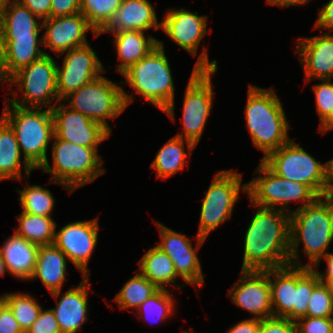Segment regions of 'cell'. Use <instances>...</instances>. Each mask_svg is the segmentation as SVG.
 <instances>
[{
    "instance_id": "cell-39",
    "label": "cell",
    "mask_w": 333,
    "mask_h": 333,
    "mask_svg": "<svg viewBox=\"0 0 333 333\" xmlns=\"http://www.w3.org/2000/svg\"><path fill=\"white\" fill-rule=\"evenodd\" d=\"M307 317H333V301L327 287L320 282L308 300Z\"/></svg>"
},
{
    "instance_id": "cell-57",
    "label": "cell",
    "mask_w": 333,
    "mask_h": 333,
    "mask_svg": "<svg viewBox=\"0 0 333 333\" xmlns=\"http://www.w3.org/2000/svg\"><path fill=\"white\" fill-rule=\"evenodd\" d=\"M4 117L1 115V118H0V125L4 122Z\"/></svg>"
},
{
    "instance_id": "cell-53",
    "label": "cell",
    "mask_w": 333,
    "mask_h": 333,
    "mask_svg": "<svg viewBox=\"0 0 333 333\" xmlns=\"http://www.w3.org/2000/svg\"><path fill=\"white\" fill-rule=\"evenodd\" d=\"M319 280L327 287L333 301V278H319Z\"/></svg>"
},
{
    "instance_id": "cell-22",
    "label": "cell",
    "mask_w": 333,
    "mask_h": 333,
    "mask_svg": "<svg viewBox=\"0 0 333 333\" xmlns=\"http://www.w3.org/2000/svg\"><path fill=\"white\" fill-rule=\"evenodd\" d=\"M41 46L42 37H0V83L44 54L50 55Z\"/></svg>"
},
{
    "instance_id": "cell-8",
    "label": "cell",
    "mask_w": 333,
    "mask_h": 333,
    "mask_svg": "<svg viewBox=\"0 0 333 333\" xmlns=\"http://www.w3.org/2000/svg\"><path fill=\"white\" fill-rule=\"evenodd\" d=\"M133 96L101 74L66 96L62 102L67 103L66 106L72 110L100 123L111 133L112 127L107 120L120 116L134 101Z\"/></svg>"
},
{
    "instance_id": "cell-37",
    "label": "cell",
    "mask_w": 333,
    "mask_h": 333,
    "mask_svg": "<svg viewBox=\"0 0 333 333\" xmlns=\"http://www.w3.org/2000/svg\"><path fill=\"white\" fill-rule=\"evenodd\" d=\"M320 282L313 268L296 266V298L292 307V321L296 322L299 318L306 317L308 300Z\"/></svg>"
},
{
    "instance_id": "cell-2",
    "label": "cell",
    "mask_w": 333,
    "mask_h": 333,
    "mask_svg": "<svg viewBox=\"0 0 333 333\" xmlns=\"http://www.w3.org/2000/svg\"><path fill=\"white\" fill-rule=\"evenodd\" d=\"M332 241L333 198L320 196L311 204L290 213L289 265L319 269ZM300 243L309 259L305 265L300 260Z\"/></svg>"
},
{
    "instance_id": "cell-42",
    "label": "cell",
    "mask_w": 333,
    "mask_h": 333,
    "mask_svg": "<svg viewBox=\"0 0 333 333\" xmlns=\"http://www.w3.org/2000/svg\"><path fill=\"white\" fill-rule=\"evenodd\" d=\"M24 333H61V330L53 311L42 308L37 320Z\"/></svg>"
},
{
    "instance_id": "cell-44",
    "label": "cell",
    "mask_w": 333,
    "mask_h": 333,
    "mask_svg": "<svg viewBox=\"0 0 333 333\" xmlns=\"http://www.w3.org/2000/svg\"><path fill=\"white\" fill-rule=\"evenodd\" d=\"M81 0H51L50 17L73 15L80 12Z\"/></svg>"
},
{
    "instance_id": "cell-13",
    "label": "cell",
    "mask_w": 333,
    "mask_h": 333,
    "mask_svg": "<svg viewBox=\"0 0 333 333\" xmlns=\"http://www.w3.org/2000/svg\"><path fill=\"white\" fill-rule=\"evenodd\" d=\"M155 224L159 230L161 241L157 243L172 260L177 275L187 284L202 287L205 283L200 259L197 252L203 246L205 238L197 237L196 246L187 235L168 228L158 220Z\"/></svg>"
},
{
    "instance_id": "cell-7",
    "label": "cell",
    "mask_w": 333,
    "mask_h": 333,
    "mask_svg": "<svg viewBox=\"0 0 333 333\" xmlns=\"http://www.w3.org/2000/svg\"><path fill=\"white\" fill-rule=\"evenodd\" d=\"M208 49L203 47L199 55L184 94L182 125L183 132L175 136L198 145L214 101L212 76L217 72V61H209Z\"/></svg>"
},
{
    "instance_id": "cell-33",
    "label": "cell",
    "mask_w": 333,
    "mask_h": 333,
    "mask_svg": "<svg viewBox=\"0 0 333 333\" xmlns=\"http://www.w3.org/2000/svg\"><path fill=\"white\" fill-rule=\"evenodd\" d=\"M157 290L158 288L144 275L136 272L135 276L126 281L113 300L118 303L121 310L129 308L135 310Z\"/></svg>"
},
{
    "instance_id": "cell-1",
    "label": "cell",
    "mask_w": 333,
    "mask_h": 333,
    "mask_svg": "<svg viewBox=\"0 0 333 333\" xmlns=\"http://www.w3.org/2000/svg\"><path fill=\"white\" fill-rule=\"evenodd\" d=\"M249 203L258 209L244 235L241 270L265 271L289 265L290 214Z\"/></svg>"
},
{
    "instance_id": "cell-31",
    "label": "cell",
    "mask_w": 333,
    "mask_h": 333,
    "mask_svg": "<svg viewBox=\"0 0 333 333\" xmlns=\"http://www.w3.org/2000/svg\"><path fill=\"white\" fill-rule=\"evenodd\" d=\"M187 146H186V145ZM188 153H186V147ZM195 146L188 140L173 136L161 147L150 167L156 171L157 178L166 180L184 170L186 159L191 155Z\"/></svg>"
},
{
    "instance_id": "cell-51",
    "label": "cell",
    "mask_w": 333,
    "mask_h": 333,
    "mask_svg": "<svg viewBox=\"0 0 333 333\" xmlns=\"http://www.w3.org/2000/svg\"><path fill=\"white\" fill-rule=\"evenodd\" d=\"M327 164L326 196L333 198V159L327 161Z\"/></svg>"
},
{
    "instance_id": "cell-34",
    "label": "cell",
    "mask_w": 333,
    "mask_h": 333,
    "mask_svg": "<svg viewBox=\"0 0 333 333\" xmlns=\"http://www.w3.org/2000/svg\"><path fill=\"white\" fill-rule=\"evenodd\" d=\"M22 212L32 215L51 217L55 198L50 190L41 185H25L18 190Z\"/></svg>"
},
{
    "instance_id": "cell-9",
    "label": "cell",
    "mask_w": 333,
    "mask_h": 333,
    "mask_svg": "<svg viewBox=\"0 0 333 333\" xmlns=\"http://www.w3.org/2000/svg\"><path fill=\"white\" fill-rule=\"evenodd\" d=\"M57 64L52 56L44 54L30 65L24 66L12 74L4 83L17 87L22 97L18 100L16 91L11 92L10 104L23 108H43L48 105L52 109L60 102L57 93ZM55 102V105H51Z\"/></svg>"
},
{
    "instance_id": "cell-40",
    "label": "cell",
    "mask_w": 333,
    "mask_h": 333,
    "mask_svg": "<svg viewBox=\"0 0 333 333\" xmlns=\"http://www.w3.org/2000/svg\"><path fill=\"white\" fill-rule=\"evenodd\" d=\"M321 83L314 84L312 89L315 96L316 110L321 123L333 108V82L331 79L320 80Z\"/></svg>"
},
{
    "instance_id": "cell-5",
    "label": "cell",
    "mask_w": 333,
    "mask_h": 333,
    "mask_svg": "<svg viewBox=\"0 0 333 333\" xmlns=\"http://www.w3.org/2000/svg\"><path fill=\"white\" fill-rule=\"evenodd\" d=\"M98 147H84L58 139L52 141V167L47 160L39 169L52 175L50 182L72 193L105 173Z\"/></svg>"
},
{
    "instance_id": "cell-17",
    "label": "cell",
    "mask_w": 333,
    "mask_h": 333,
    "mask_svg": "<svg viewBox=\"0 0 333 333\" xmlns=\"http://www.w3.org/2000/svg\"><path fill=\"white\" fill-rule=\"evenodd\" d=\"M228 295L236 306L253 314L254 319L273 317L267 270H241L238 281L232 285Z\"/></svg>"
},
{
    "instance_id": "cell-19",
    "label": "cell",
    "mask_w": 333,
    "mask_h": 333,
    "mask_svg": "<svg viewBox=\"0 0 333 333\" xmlns=\"http://www.w3.org/2000/svg\"><path fill=\"white\" fill-rule=\"evenodd\" d=\"M161 21V29L182 49L196 57L202 39L207 35L208 16H199L184 8L169 9Z\"/></svg>"
},
{
    "instance_id": "cell-48",
    "label": "cell",
    "mask_w": 333,
    "mask_h": 333,
    "mask_svg": "<svg viewBox=\"0 0 333 333\" xmlns=\"http://www.w3.org/2000/svg\"><path fill=\"white\" fill-rule=\"evenodd\" d=\"M261 320L245 319L229 328L226 333H257L260 327Z\"/></svg>"
},
{
    "instance_id": "cell-27",
    "label": "cell",
    "mask_w": 333,
    "mask_h": 333,
    "mask_svg": "<svg viewBox=\"0 0 333 333\" xmlns=\"http://www.w3.org/2000/svg\"><path fill=\"white\" fill-rule=\"evenodd\" d=\"M146 31L127 30L113 35L114 48L118 55L116 72L122 74L130 66L147 56L158 46L159 39L152 35L145 36Z\"/></svg>"
},
{
    "instance_id": "cell-15",
    "label": "cell",
    "mask_w": 333,
    "mask_h": 333,
    "mask_svg": "<svg viewBox=\"0 0 333 333\" xmlns=\"http://www.w3.org/2000/svg\"><path fill=\"white\" fill-rule=\"evenodd\" d=\"M99 218L74 221L61 227L54 234L53 244L61 249L83 276H90L87 267L98 243Z\"/></svg>"
},
{
    "instance_id": "cell-6",
    "label": "cell",
    "mask_w": 333,
    "mask_h": 333,
    "mask_svg": "<svg viewBox=\"0 0 333 333\" xmlns=\"http://www.w3.org/2000/svg\"><path fill=\"white\" fill-rule=\"evenodd\" d=\"M5 99L2 116L14 130L23 163H30L39 169L47 160L49 141L54 137L52 110L44 108H23Z\"/></svg>"
},
{
    "instance_id": "cell-25",
    "label": "cell",
    "mask_w": 333,
    "mask_h": 333,
    "mask_svg": "<svg viewBox=\"0 0 333 333\" xmlns=\"http://www.w3.org/2000/svg\"><path fill=\"white\" fill-rule=\"evenodd\" d=\"M271 288L273 317L292 320L296 298V266L286 265L267 270Z\"/></svg>"
},
{
    "instance_id": "cell-14",
    "label": "cell",
    "mask_w": 333,
    "mask_h": 333,
    "mask_svg": "<svg viewBox=\"0 0 333 333\" xmlns=\"http://www.w3.org/2000/svg\"><path fill=\"white\" fill-rule=\"evenodd\" d=\"M63 55L64 60L61 67L57 64L56 74L60 101L105 72L103 64L89 43L66 51L58 57Z\"/></svg>"
},
{
    "instance_id": "cell-55",
    "label": "cell",
    "mask_w": 333,
    "mask_h": 333,
    "mask_svg": "<svg viewBox=\"0 0 333 333\" xmlns=\"http://www.w3.org/2000/svg\"><path fill=\"white\" fill-rule=\"evenodd\" d=\"M12 0H0V10L3 9Z\"/></svg>"
},
{
    "instance_id": "cell-52",
    "label": "cell",
    "mask_w": 333,
    "mask_h": 333,
    "mask_svg": "<svg viewBox=\"0 0 333 333\" xmlns=\"http://www.w3.org/2000/svg\"><path fill=\"white\" fill-rule=\"evenodd\" d=\"M333 129V108L331 109L328 116L319 123L318 131L322 132V134H326L328 131Z\"/></svg>"
},
{
    "instance_id": "cell-45",
    "label": "cell",
    "mask_w": 333,
    "mask_h": 333,
    "mask_svg": "<svg viewBox=\"0 0 333 333\" xmlns=\"http://www.w3.org/2000/svg\"><path fill=\"white\" fill-rule=\"evenodd\" d=\"M0 333H24L6 304L0 310Z\"/></svg>"
},
{
    "instance_id": "cell-4",
    "label": "cell",
    "mask_w": 333,
    "mask_h": 333,
    "mask_svg": "<svg viewBox=\"0 0 333 333\" xmlns=\"http://www.w3.org/2000/svg\"><path fill=\"white\" fill-rule=\"evenodd\" d=\"M135 94L166 113L175 123V84L163 41L121 74Z\"/></svg>"
},
{
    "instance_id": "cell-24",
    "label": "cell",
    "mask_w": 333,
    "mask_h": 333,
    "mask_svg": "<svg viewBox=\"0 0 333 333\" xmlns=\"http://www.w3.org/2000/svg\"><path fill=\"white\" fill-rule=\"evenodd\" d=\"M38 250V245L30 243L15 232L0 247V253L6 263L8 273L25 281H29L33 275Z\"/></svg>"
},
{
    "instance_id": "cell-36",
    "label": "cell",
    "mask_w": 333,
    "mask_h": 333,
    "mask_svg": "<svg viewBox=\"0 0 333 333\" xmlns=\"http://www.w3.org/2000/svg\"><path fill=\"white\" fill-rule=\"evenodd\" d=\"M4 297L22 331H27L37 320L42 306L29 293H4Z\"/></svg>"
},
{
    "instance_id": "cell-41",
    "label": "cell",
    "mask_w": 333,
    "mask_h": 333,
    "mask_svg": "<svg viewBox=\"0 0 333 333\" xmlns=\"http://www.w3.org/2000/svg\"><path fill=\"white\" fill-rule=\"evenodd\" d=\"M297 333H333V317H302L296 321Z\"/></svg>"
},
{
    "instance_id": "cell-47",
    "label": "cell",
    "mask_w": 333,
    "mask_h": 333,
    "mask_svg": "<svg viewBox=\"0 0 333 333\" xmlns=\"http://www.w3.org/2000/svg\"><path fill=\"white\" fill-rule=\"evenodd\" d=\"M41 21L50 18L51 0H18Z\"/></svg>"
},
{
    "instance_id": "cell-54",
    "label": "cell",
    "mask_w": 333,
    "mask_h": 333,
    "mask_svg": "<svg viewBox=\"0 0 333 333\" xmlns=\"http://www.w3.org/2000/svg\"><path fill=\"white\" fill-rule=\"evenodd\" d=\"M5 272H8L7 266L0 253V276H4Z\"/></svg>"
},
{
    "instance_id": "cell-32",
    "label": "cell",
    "mask_w": 333,
    "mask_h": 333,
    "mask_svg": "<svg viewBox=\"0 0 333 333\" xmlns=\"http://www.w3.org/2000/svg\"><path fill=\"white\" fill-rule=\"evenodd\" d=\"M18 228L15 233L38 246L54 242L56 222L52 217L21 213L17 216Z\"/></svg>"
},
{
    "instance_id": "cell-20",
    "label": "cell",
    "mask_w": 333,
    "mask_h": 333,
    "mask_svg": "<svg viewBox=\"0 0 333 333\" xmlns=\"http://www.w3.org/2000/svg\"><path fill=\"white\" fill-rule=\"evenodd\" d=\"M295 46L306 83L313 79L333 78V35L330 31L318 36L300 38Z\"/></svg>"
},
{
    "instance_id": "cell-56",
    "label": "cell",
    "mask_w": 333,
    "mask_h": 333,
    "mask_svg": "<svg viewBox=\"0 0 333 333\" xmlns=\"http://www.w3.org/2000/svg\"><path fill=\"white\" fill-rule=\"evenodd\" d=\"M5 305V297L4 294L0 296V310Z\"/></svg>"
},
{
    "instance_id": "cell-23",
    "label": "cell",
    "mask_w": 333,
    "mask_h": 333,
    "mask_svg": "<svg viewBox=\"0 0 333 333\" xmlns=\"http://www.w3.org/2000/svg\"><path fill=\"white\" fill-rule=\"evenodd\" d=\"M155 11L149 0H122L119 9L97 35L108 32L114 35L127 30L148 31L152 27L159 30L161 22H158Z\"/></svg>"
},
{
    "instance_id": "cell-38",
    "label": "cell",
    "mask_w": 333,
    "mask_h": 333,
    "mask_svg": "<svg viewBox=\"0 0 333 333\" xmlns=\"http://www.w3.org/2000/svg\"><path fill=\"white\" fill-rule=\"evenodd\" d=\"M122 0H81L80 12L98 34L119 9Z\"/></svg>"
},
{
    "instance_id": "cell-35",
    "label": "cell",
    "mask_w": 333,
    "mask_h": 333,
    "mask_svg": "<svg viewBox=\"0 0 333 333\" xmlns=\"http://www.w3.org/2000/svg\"><path fill=\"white\" fill-rule=\"evenodd\" d=\"M173 295L168 289H158L153 295L146 299L136 310L137 316L158 324L166 321L168 317L174 315L175 302ZM151 324V325H152Z\"/></svg>"
},
{
    "instance_id": "cell-3",
    "label": "cell",
    "mask_w": 333,
    "mask_h": 333,
    "mask_svg": "<svg viewBox=\"0 0 333 333\" xmlns=\"http://www.w3.org/2000/svg\"><path fill=\"white\" fill-rule=\"evenodd\" d=\"M244 113L252 143L264 152L263 158L291 140L290 125L274 88L250 84Z\"/></svg>"
},
{
    "instance_id": "cell-26",
    "label": "cell",
    "mask_w": 333,
    "mask_h": 333,
    "mask_svg": "<svg viewBox=\"0 0 333 333\" xmlns=\"http://www.w3.org/2000/svg\"><path fill=\"white\" fill-rule=\"evenodd\" d=\"M67 256L54 244L39 246L37 261L31 280L40 279L50 292L61 291L67 273Z\"/></svg>"
},
{
    "instance_id": "cell-46",
    "label": "cell",
    "mask_w": 333,
    "mask_h": 333,
    "mask_svg": "<svg viewBox=\"0 0 333 333\" xmlns=\"http://www.w3.org/2000/svg\"><path fill=\"white\" fill-rule=\"evenodd\" d=\"M318 18L314 24L315 29H327L333 30V0L328 1L322 6L321 9H318Z\"/></svg>"
},
{
    "instance_id": "cell-12",
    "label": "cell",
    "mask_w": 333,
    "mask_h": 333,
    "mask_svg": "<svg viewBox=\"0 0 333 333\" xmlns=\"http://www.w3.org/2000/svg\"><path fill=\"white\" fill-rule=\"evenodd\" d=\"M242 174L233 169L221 170L214 175L202 199L197 236L207 238L214 229L233 214L241 191L247 192V183L242 184Z\"/></svg>"
},
{
    "instance_id": "cell-16",
    "label": "cell",
    "mask_w": 333,
    "mask_h": 333,
    "mask_svg": "<svg viewBox=\"0 0 333 333\" xmlns=\"http://www.w3.org/2000/svg\"><path fill=\"white\" fill-rule=\"evenodd\" d=\"M59 103L51 109L54 135L58 139L84 147H99L112 135L100 123L72 110L62 101Z\"/></svg>"
},
{
    "instance_id": "cell-21",
    "label": "cell",
    "mask_w": 333,
    "mask_h": 333,
    "mask_svg": "<svg viewBox=\"0 0 333 333\" xmlns=\"http://www.w3.org/2000/svg\"><path fill=\"white\" fill-rule=\"evenodd\" d=\"M82 277L76 287L69 288L63 295L61 291L51 293L57 300L56 307L51 310L57 319L61 333H77L88 321V289L91 288L89 276Z\"/></svg>"
},
{
    "instance_id": "cell-58",
    "label": "cell",
    "mask_w": 333,
    "mask_h": 333,
    "mask_svg": "<svg viewBox=\"0 0 333 333\" xmlns=\"http://www.w3.org/2000/svg\"><path fill=\"white\" fill-rule=\"evenodd\" d=\"M181 333H191V332H188V331H181ZM193 333H196V332H193Z\"/></svg>"
},
{
    "instance_id": "cell-29",
    "label": "cell",
    "mask_w": 333,
    "mask_h": 333,
    "mask_svg": "<svg viewBox=\"0 0 333 333\" xmlns=\"http://www.w3.org/2000/svg\"><path fill=\"white\" fill-rule=\"evenodd\" d=\"M22 153L16 135L11 126L4 121L0 125V181L28 178L35 168L30 163H21ZM23 165V167L21 166ZM22 168L24 176L22 177Z\"/></svg>"
},
{
    "instance_id": "cell-11",
    "label": "cell",
    "mask_w": 333,
    "mask_h": 333,
    "mask_svg": "<svg viewBox=\"0 0 333 333\" xmlns=\"http://www.w3.org/2000/svg\"><path fill=\"white\" fill-rule=\"evenodd\" d=\"M261 161L278 176L309 186L319 197L326 196L327 162L320 163L294 140Z\"/></svg>"
},
{
    "instance_id": "cell-28",
    "label": "cell",
    "mask_w": 333,
    "mask_h": 333,
    "mask_svg": "<svg viewBox=\"0 0 333 333\" xmlns=\"http://www.w3.org/2000/svg\"><path fill=\"white\" fill-rule=\"evenodd\" d=\"M41 20L20 1L12 0L0 10V37H39Z\"/></svg>"
},
{
    "instance_id": "cell-49",
    "label": "cell",
    "mask_w": 333,
    "mask_h": 333,
    "mask_svg": "<svg viewBox=\"0 0 333 333\" xmlns=\"http://www.w3.org/2000/svg\"><path fill=\"white\" fill-rule=\"evenodd\" d=\"M323 258L327 263L325 272L322 273L317 270H315V272L317 273L318 278H333V253L328 252Z\"/></svg>"
},
{
    "instance_id": "cell-50",
    "label": "cell",
    "mask_w": 333,
    "mask_h": 333,
    "mask_svg": "<svg viewBox=\"0 0 333 333\" xmlns=\"http://www.w3.org/2000/svg\"><path fill=\"white\" fill-rule=\"evenodd\" d=\"M311 0H266L268 5H276L280 7H290L295 5H304Z\"/></svg>"
},
{
    "instance_id": "cell-10",
    "label": "cell",
    "mask_w": 333,
    "mask_h": 333,
    "mask_svg": "<svg viewBox=\"0 0 333 333\" xmlns=\"http://www.w3.org/2000/svg\"><path fill=\"white\" fill-rule=\"evenodd\" d=\"M263 176L252 178L247 182V196L252 204L292 213L290 202H302L293 211L314 202L319 196L307 185L290 181L272 172L262 161L254 171Z\"/></svg>"
},
{
    "instance_id": "cell-18",
    "label": "cell",
    "mask_w": 333,
    "mask_h": 333,
    "mask_svg": "<svg viewBox=\"0 0 333 333\" xmlns=\"http://www.w3.org/2000/svg\"><path fill=\"white\" fill-rule=\"evenodd\" d=\"M42 46L48 48L57 56L60 54L88 44L86 39L87 31L91 30L94 37L97 33L87 22V19L81 12L73 15L50 17L43 20Z\"/></svg>"
},
{
    "instance_id": "cell-30",
    "label": "cell",
    "mask_w": 333,
    "mask_h": 333,
    "mask_svg": "<svg viewBox=\"0 0 333 333\" xmlns=\"http://www.w3.org/2000/svg\"><path fill=\"white\" fill-rule=\"evenodd\" d=\"M139 272L144 275L158 289H167L169 285H175V288L185 287L176 286L177 275L171 258L158 246H153L143 254L138 261Z\"/></svg>"
},
{
    "instance_id": "cell-43",
    "label": "cell",
    "mask_w": 333,
    "mask_h": 333,
    "mask_svg": "<svg viewBox=\"0 0 333 333\" xmlns=\"http://www.w3.org/2000/svg\"><path fill=\"white\" fill-rule=\"evenodd\" d=\"M257 333H297V325L286 318L271 317L261 320Z\"/></svg>"
}]
</instances>
